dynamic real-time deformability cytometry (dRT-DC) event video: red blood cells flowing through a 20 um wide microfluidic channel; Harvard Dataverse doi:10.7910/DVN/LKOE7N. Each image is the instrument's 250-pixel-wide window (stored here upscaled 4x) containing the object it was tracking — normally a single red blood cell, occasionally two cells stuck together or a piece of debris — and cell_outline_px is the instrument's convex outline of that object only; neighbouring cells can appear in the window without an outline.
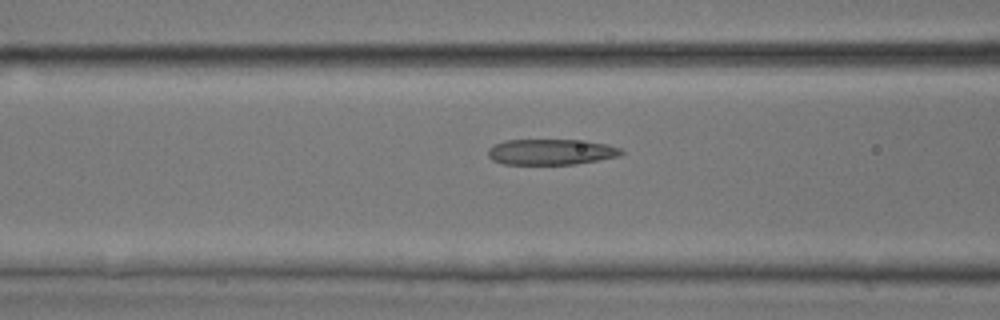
{"species": "common noctule bat (a hibernating species)", "species_latin": "Nyctalus noctula", "temperature_condition": "room temperature", "stored_images_in_passage": 31, "camera_frame_rate_fps": 3000, "um_per_image_px": 0.085, "animal": {"sex": "male", "body_mass_g": 17.9, "forearm_length_mm": 54.2}, "frame": {"image": 1, "passage_image": 5, "time_ms": 1.333, "image_size_px": [1000, 320], "cell_outline_px": [[624, 152], [620, 156], [576, 164], [504, 164], [492, 160], [488, 156], [488, 148], [492, 144], [504, 140], [576, 140], [608, 144], [620, 148]], "centroid_in_image_um": [46.81, 12.91], "position_along_channel_um": 119.8, "area_um2": 20.06}}
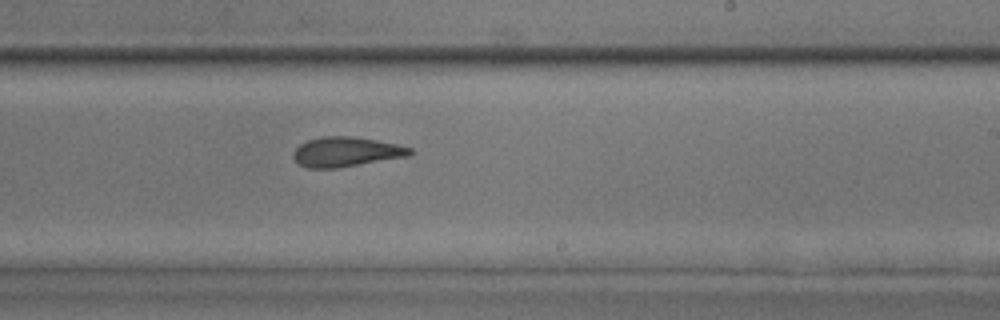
{"frame": {"image": 2, "passage_image": 14, "time_ms": 4.333, "image_size_px": [1000, 320], "cell_outline_px": [[416, 152], [408, 156], [336, 168], [308, 168], [300, 164], [292, 156], [292, 152], [300, 144], [308, 140], [320, 136], [352, 136], [376, 140], [396, 144], [412, 148]], "centroid_in_image_um": [29.42, 12.9], "position_along_channel_um": 259.6, "area_um2": 20.17}}
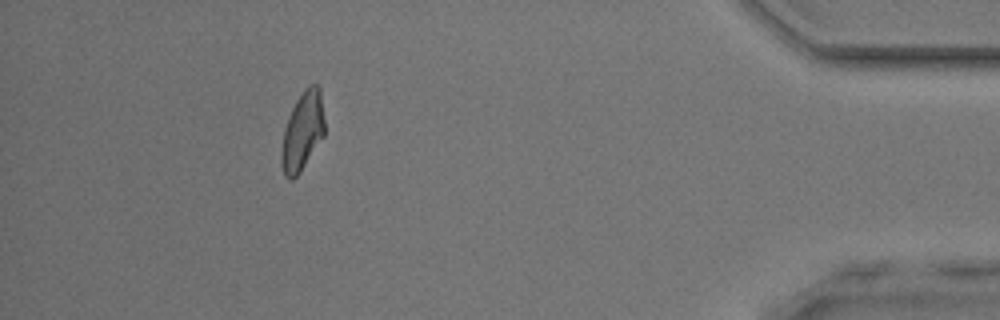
{"frame": {"image": 3, "passage_image": 27, "time_ms": 8.667, "image_size_px": [1000, 320], "cell_outline_px": [[324, 136], [300, 172], [292, 180], [288, 180], [284, 176], [280, 164], [280, 152], [284, 128], [292, 108], [296, 100], [304, 88], [308, 84], [316, 84], [320, 88], [324, 120]], "centroid_in_image_um": [25.69, 11.18], "position_along_channel_um": 409.5, "area_um2": 20.0}}